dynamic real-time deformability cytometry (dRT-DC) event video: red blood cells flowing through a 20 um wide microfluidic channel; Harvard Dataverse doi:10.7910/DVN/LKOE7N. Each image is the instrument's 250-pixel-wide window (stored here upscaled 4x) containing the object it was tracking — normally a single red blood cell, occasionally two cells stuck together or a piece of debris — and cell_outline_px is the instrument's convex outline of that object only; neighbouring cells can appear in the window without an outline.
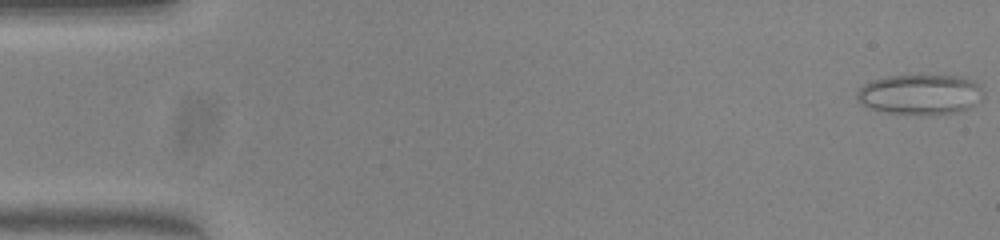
{"species": "common noctule bat (a hibernating species)", "species_latin": "Nyctalus noctula", "temperature_condition": "warm", "stored_images_in_passage": 51, "camera_frame_rate_fps": 3000, "um_per_image_px": 0.085, "animal": {"sex": "female", "body_mass_g": 23.0, "forearm_length_mm": 53.4}, "frame": {"image": 1, "passage_image": 1, "time_ms": 0.0, "image_size_px": [1000, 240], "cell_outline_px": [[984, 96], [980, 100], [968, 108], [960, 112], [928, 116], [920, 116], [888, 112], [872, 108], [864, 104], [856, 96], [856, 92], [864, 84], [872, 80], [888, 76], [964, 76], [976, 84], [980, 88]], "centroid_in_image_um": [78.24, 8.05], "position_along_channel_um": 6.8, "area_um2": 29.59}}
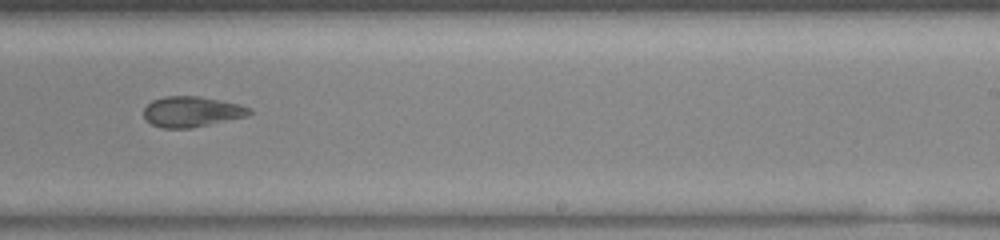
{"frame": {"image": 2, "passage_image": 32, "time_ms": 10.333, "image_size_px": [1000, 240], "cell_outline_px": [[252, 112], [248, 116], [192, 128], [160, 128], [152, 124], [144, 116], [144, 108], [152, 100], [164, 96], [200, 96], [220, 100], [252, 108]], "centroid_in_image_um": [16.3, 9.49], "position_along_channel_um": 272.7, "area_um2": 18.79}}
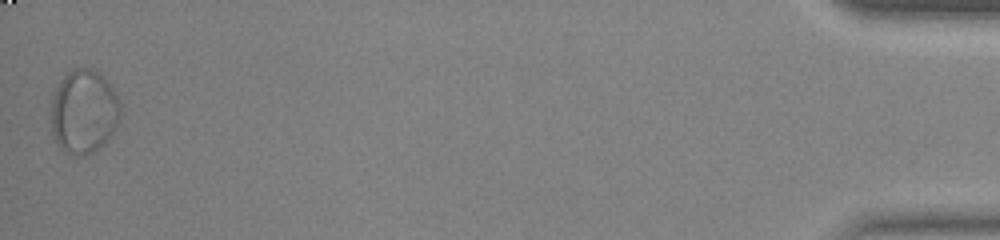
{"frame": {"image": 3, "passage_image": 51, "time_ms": 16.667, "image_size_px": [1000, 240], "cell_outline_px": [[120, 116], [112, 132], [104, 144], [92, 152], [80, 156], [72, 156], [60, 148], [52, 132], [52, 96], [60, 80], [68, 72], [76, 68], [92, 68], [112, 88], [120, 104]], "centroid_in_image_um": [7.1, 9.51], "position_along_channel_um": 428.1, "area_um2": 33.41}, "authors_computed_cell_mechanics": {"area_um2": 21.2126, "velocity_mm_per_s": 3.9835, "shape_relaxation_time_tau1_ms": null, "shape_relaxation_time_tau2_ms": 1.6847, "deformation_change_tau1": null, "deformation_change_tau2": 0.0721}}